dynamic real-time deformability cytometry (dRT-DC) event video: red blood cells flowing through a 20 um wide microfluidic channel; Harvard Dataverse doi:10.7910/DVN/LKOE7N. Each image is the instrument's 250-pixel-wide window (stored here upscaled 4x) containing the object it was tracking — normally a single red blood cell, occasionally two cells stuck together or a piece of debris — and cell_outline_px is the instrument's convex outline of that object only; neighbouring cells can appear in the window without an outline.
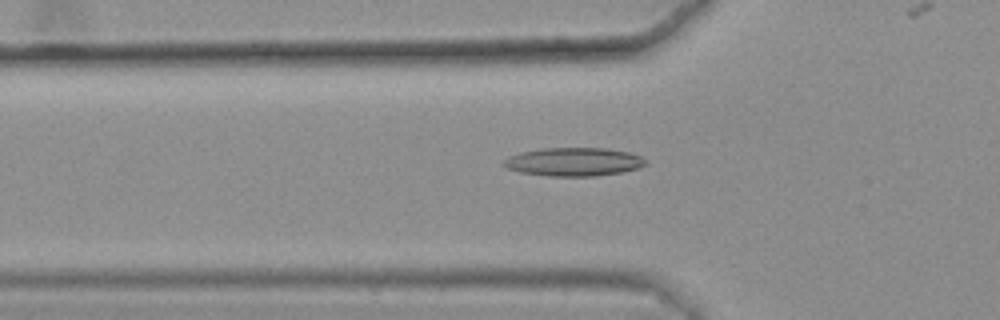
{"species": "common noctule bat (a hibernating species)", "species_latin": "Nyctalus noctula", "temperature_condition": "warm", "stored_images_in_passage": 37, "camera_frame_rate_fps": 3000, "um_per_image_px": 0.085, "animal": {"sex": "female", "body_mass_g": 25.1}, "frame": {"image": 1, "passage_image": 7, "time_ms": 2.0, "image_size_px": [1000, 320], "cell_outline_px": [[648, 164], [640, 168], [620, 172], [596, 176], [548, 176], [520, 172], [508, 168], [500, 164], [508, 156], [520, 152], [540, 148], [604, 148], [628, 152], [640, 156]], "centroid_in_image_um": [48.73, 13.75], "position_along_channel_um": 77.1, "area_um2": 23.58}}
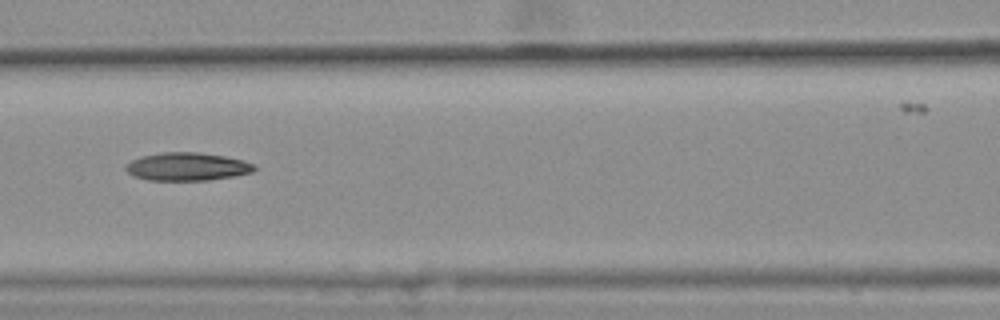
{"frame": {"image": 2, "passage_image": 13, "time_ms": 4.0, "image_size_px": [1000, 320], "cell_outline_px": [[256, 168], [252, 172], [236, 176], [208, 180], [148, 180], [132, 176], [124, 168], [124, 164], [140, 156], [160, 152], [200, 152], [224, 156], [244, 160], [256, 164]], "centroid_in_image_um": [15.9, 14.16], "position_along_channel_um": 150.7, "area_um2": 21.33}}
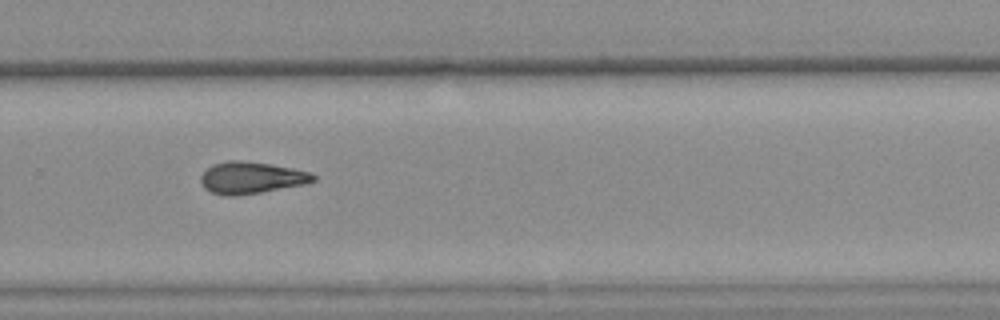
{"frame": {"image": 3, "passage_image": 26, "time_ms": 8.333, "image_size_px": [1000, 320], "cell_outline_px": [[316, 180], [304, 184], [260, 192], [236, 196], [228, 196], [212, 192], [204, 188], [200, 180], [200, 176], [212, 164], [228, 160], [240, 160], [268, 164], [292, 168], [308, 172], [316, 176]], "centroid_in_image_um": [21.32, 15.1], "position_along_channel_um": 308.5, "area_um2": 20.63}, "authors_computed_cell_mechanics": {"area_um2": 20.6924, "velocity_mm_per_s": 3.6509, "shape_relaxation_time_tau1_ms": null, "shape_relaxation_time_tau2_ms": 4.6924, "deformation_change_tau1": null, "deformation_change_tau2": 0.1416}}